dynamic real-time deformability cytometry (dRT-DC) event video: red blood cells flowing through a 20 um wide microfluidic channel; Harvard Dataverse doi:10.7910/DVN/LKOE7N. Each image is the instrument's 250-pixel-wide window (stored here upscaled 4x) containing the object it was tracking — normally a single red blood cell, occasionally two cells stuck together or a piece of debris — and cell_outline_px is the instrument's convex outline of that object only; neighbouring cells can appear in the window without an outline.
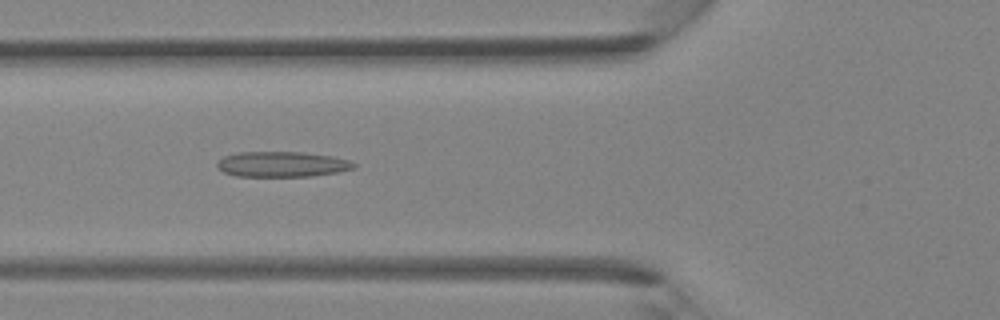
{"species": "Egyptian fruit bat (a non-hibernating species)", "species_latin": "Rousettus aegyptiacus", "temperature_condition": "room temperature", "stored_images_in_passage": 28, "camera_frame_rate_fps": 3000, "um_per_image_px": 0.085, "animal": {"sex": "female"}, "frame": {"image": 1, "passage_image": 3, "time_ms": 0.667, "image_size_px": [1000, 320], "cell_outline_px": [[356, 168], [340, 172], [312, 176], [236, 176], [224, 172], [216, 168], [216, 164], [224, 156], [236, 152], [304, 152], [332, 156], [348, 160], [356, 164]], "centroid_in_image_um": [23.98, 13.96], "position_along_channel_um": 101.8, "area_um2": 20.35}}
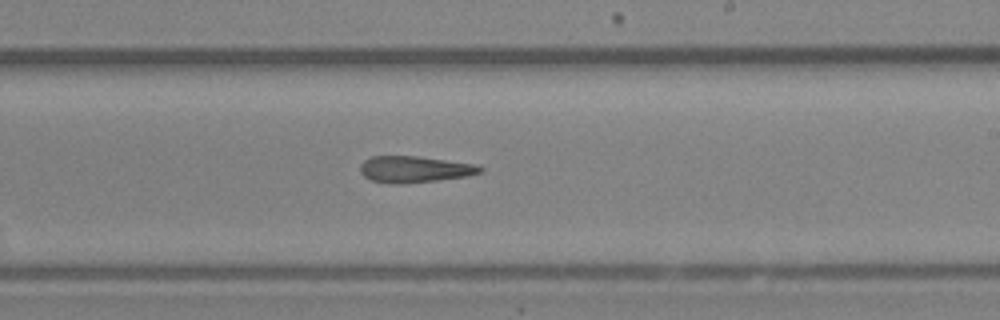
{"frame": {"image": 2, "passage_image": 12, "time_ms": 3.667, "image_size_px": [1000, 320], "cell_outline_px": [[484, 172], [468, 176], [436, 180], [396, 184], [392, 184], [372, 180], [364, 176], [360, 172], [360, 164], [364, 160], [372, 156], [416, 156], [476, 164], [484, 168]], "centroid_in_image_um": [35.25, 14.38], "position_along_channel_um": 253.8, "area_um2": 18.44}}
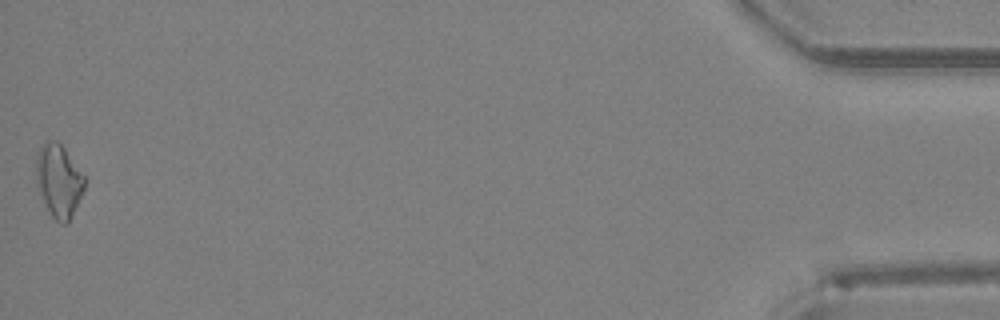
{"frame": {"image": 3, "passage_image": 28, "time_ms": 9.0, "image_size_px": [1000, 320], "cell_outline_px": [[84, 188], [72, 216], [68, 224], [60, 224], [52, 216], [36, 184], [36, 160], [40, 148], [44, 140], [56, 140], [64, 148], [84, 176]], "centroid_in_image_um": [4.98, 15.36], "position_along_channel_um": 430.2, "area_um2": 20.17}}